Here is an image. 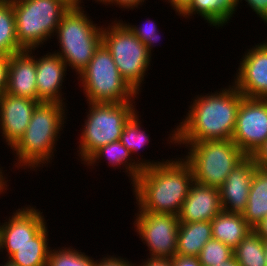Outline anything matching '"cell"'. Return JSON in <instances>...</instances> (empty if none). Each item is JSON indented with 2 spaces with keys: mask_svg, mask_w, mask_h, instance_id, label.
Masks as SVG:
<instances>
[{
  "mask_svg": "<svg viewBox=\"0 0 267 266\" xmlns=\"http://www.w3.org/2000/svg\"><path fill=\"white\" fill-rule=\"evenodd\" d=\"M231 84L218 89L220 91L198 94L193 98L185 119L171 131L169 144L232 139L237 112L244 96Z\"/></svg>",
  "mask_w": 267,
  "mask_h": 266,
  "instance_id": "cell-1",
  "label": "cell"
},
{
  "mask_svg": "<svg viewBox=\"0 0 267 266\" xmlns=\"http://www.w3.org/2000/svg\"><path fill=\"white\" fill-rule=\"evenodd\" d=\"M146 167L132 184L137 212L178 216L194 183L190 165L177 157Z\"/></svg>",
  "mask_w": 267,
  "mask_h": 266,
  "instance_id": "cell-2",
  "label": "cell"
},
{
  "mask_svg": "<svg viewBox=\"0 0 267 266\" xmlns=\"http://www.w3.org/2000/svg\"><path fill=\"white\" fill-rule=\"evenodd\" d=\"M66 105L59 102H41L37 105L26 131L11 148L17 161H14L15 168L34 171L51 163L55 157L54 151H57L55 145L60 139V131L66 122Z\"/></svg>",
  "mask_w": 267,
  "mask_h": 266,
  "instance_id": "cell-3",
  "label": "cell"
},
{
  "mask_svg": "<svg viewBox=\"0 0 267 266\" xmlns=\"http://www.w3.org/2000/svg\"><path fill=\"white\" fill-rule=\"evenodd\" d=\"M89 18L83 8L72 5L63 15L55 33L59 49L54 52L77 75L87 67L102 43L103 26H97Z\"/></svg>",
  "mask_w": 267,
  "mask_h": 266,
  "instance_id": "cell-4",
  "label": "cell"
},
{
  "mask_svg": "<svg viewBox=\"0 0 267 266\" xmlns=\"http://www.w3.org/2000/svg\"><path fill=\"white\" fill-rule=\"evenodd\" d=\"M72 5L70 0H14L19 47L22 50H37L49 38L51 40L63 15Z\"/></svg>",
  "mask_w": 267,
  "mask_h": 266,
  "instance_id": "cell-5",
  "label": "cell"
},
{
  "mask_svg": "<svg viewBox=\"0 0 267 266\" xmlns=\"http://www.w3.org/2000/svg\"><path fill=\"white\" fill-rule=\"evenodd\" d=\"M174 145L188 147L187 155L184 154L183 159L190 165L194 181L218 189L237 164L246 157L232 139Z\"/></svg>",
  "mask_w": 267,
  "mask_h": 266,
  "instance_id": "cell-6",
  "label": "cell"
},
{
  "mask_svg": "<svg viewBox=\"0 0 267 266\" xmlns=\"http://www.w3.org/2000/svg\"><path fill=\"white\" fill-rule=\"evenodd\" d=\"M87 102H136L138 94L119 72L110 51L101 45L96 49L87 67L78 75ZM137 96V97H136Z\"/></svg>",
  "mask_w": 267,
  "mask_h": 266,
  "instance_id": "cell-7",
  "label": "cell"
},
{
  "mask_svg": "<svg viewBox=\"0 0 267 266\" xmlns=\"http://www.w3.org/2000/svg\"><path fill=\"white\" fill-rule=\"evenodd\" d=\"M87 103L89 111L81 125L77 151L82 163L101 146L118 141L126 122L137 112L135 102Z\"/></svg>",
  "mask_w": 267,
  "mask_h": 266,
  "instance_id": "cell-8",
  "label": "cell"
},
{
  "mask_svg": "<svg viewBox=\"0 0 267 266\" xmlns=\"http://www.w3.org/2000/svg\"><path fill=\"white\" fill-rule=\"evenodd\" d=\"M102 43L110 51L123 79L139 95L152 60L147 46L134 35L122 19L112 21L110 25L103 27Z\"/></svg>",
  "mask_w": 267,
  "mask_h": 266,
  "instance_id": "cell-9",
  "label": "cell"
},
{
  "mask_svg": "<svg viewBox=\"0 0 267 266\" xmlns=\"http://www.w3.org/2000/svg\"><path fill=\"white\" fill-rule=\"evenodd\" d=\"M134 230L149 250L153 259H172L176 256L179 230L178 216L163 213L137 212Z\"/></svg>",
  "mask_w": 267,
  "mask_h": 266,
  "instance_id": "cell-10",
  "label": "cell"
},
{
  "mask_svg": "<svg viewBox=\"0 0 267 266\" xmlns=\"http://www.w3.org/2000/svg\"><path fill=\"white\" fill-rule=\"evenodd\" d=\"M267 140V99L243 97L232 141L246 156Z\"/></svg>",
  "mask_w": 267,
  "mask_h": 266,
  "instance_id": "cell-11",
  "label": "cell"
},
{
  "mask_svg": "<svg viewBox=\"0 0 267 266\" xmlns=\"http://www.w3.org/2000/svg\"><path fill=\"white\" fill-rule=\"evenodd\" d=\"M28 206L13 212L6 218L8 222L0 223V252L6 248L7 260L14 254V248L34 243V238L47 226L43 212Z\"/></svg>",
  "mask_w": 267,
  "mask_h": 266,
  "instance_id": "cell-12",
  "label": "cell"
},
{
  "mask_svg": "<svg viewBox=\"0 0 267 266\" xmlns=\"http://www.w3.org/2000/svg\"><path fill=\"white\" fill-rule=\"evenodd\" d=\"M257 44L242 55L232 83L244 97L267 99V47Z\"/></svg>",
  "mask_w": 267,
  "mask_h": 266,
  "instance_id": "cell-13",
  "label": "cell"
},
{
  "mask_svg": "<svg viewBox=\"0 0 267 266\" xmlns=\"http://www.w3.org/2000/svg\"><path fill=\"white\" fill-rule=\"evenodd\" d=\"M39 103L41 102L5 92L0 95V132L10 149L26 131Z\"/></svg>",
  "mask_w": 267,
  "mask_h": 266,
  "instance_id": "cell-14",
  "label": "cell"
},
{
  "mask_svg": "<svg viewBox=\"0 0 267 266\" xmlns=\"http://www.w3.org/2000/svg\"><path fill=\"white\" fill-rule=\"evenodd\" d=\"M257 169L254 158L246 156L231 171L219 188L223 211L239 214L244 212L253 176Z\"/></svg>",
  "mask_w": 267,
  "mask_h": 266,
  "instance_id": "cell-15",
  "label": "cell"
},
{
  "mask_svg": "<svg viewBox=\"0 0 267 266\" xmlns=\"http://www.w3.org/2000/svg\"><path fill=\"white\" fill-rule=\"evenodd\" d=\"M66 71V63L55 52L46 53L40 58L36 57V86L39 102L65 104L61 89L67 75Z\"/></svg>",
  "mask_w": 267,
  "mask_h": 266,
  "instance_id": "cell-16",
  "label": "cell"
},
{
  "mask_svg": "<svg viewBox=\"0 0 267 266\" xmlns=\"http://www.w3.org/2000/svg\"><path fill=\"white\" fill-rule=\"evenodd\" d=\"M223 211L218 188L194 181L178 214L179 223L211 221Z\"/></svg>",
  "mask_w": 267,
  "mask_h": 266,
  "instance_id": "cell-17",
  "label": "cell"
},
{
  "mask_svg": "<svg viewBox=\"0 0 267 266\" xmlns=\"http://www.w3.org/2000/svg\"><path fill=\"white\" fill-rule=\"evenodd\" d=\"M35 49L22 50L9 57L5 93L38 101ZM33 53V54H32Z\"/></svg>",
  "mask_w": 267,
  "mask_h": 266,
  "instance_id": "cell-18",
  "label": "cell"
},
{
  "mask_svg": "<svg viewBox=\"0 0 267 266\" xmlns=\"http://www.w3.org/2000/svg\"><path fill=\"white\" fill-rule=\"evenodd\" d=\"M132 157V158H131ZM106 158L105 161H108V166L116 168L122 165V168L125 169L126 174L131 180V184H133L139 174L143 171L144 168L154 166L165 162L167 160H160L155 162V160H144V158L138 159L137 161L133 159L134 157L130 153V151L120 142V140L108 143L107 145L101 146L98 150H96L83 164L87 166H94L99 165L97 163L100 160ZM124 166V167H123Z\"/></svg>",
  "mask_w": 267,
  "mask_h": 266,
  "instance_id": "cell-19",
  "label": "cell"
},
{
  "mask_svg": "<svg viewBox=\"0 0 267 266\" xmlns=\"http://www.w3.org/2000/svg\"><path fill=\"white\" fill-rule=\"evenodd\" d=\"M238 0H192L180 17L190 19L198 14L206 23L215 28L223 27L238 9ZM232 17V18H231Z\"/></svg>",
  "mask_w": 267,
  "mask_h": 266,
  "instance_id": "cell-20",
  "label": "cell"
},
{
  "mask_svg": "<svg viewBox=\"0 0 267 266\" xmlns=\"http://www.w3.org/2000/svg\"><path fill=\"white\" fill-rule=\"evenodd\" d=\"M253 229L242 214L222 211L211 220L212 238L221 241L233 250Z\"/></svg>",
  "mask_w": 267,
  "mask_h": 266,
  "instance_id": "cell-21",
  "label": "cell"
},
{
  "mask_svg": "<svg viewBox=\"0 0 267 266\" xmlns=\"http://www.w3.org/2000/svg\"><path fill=\"white\" fill-rule=\"evenodd\" d=\"M211 238V221L179 223L176 255L198 257L203 246Z\"/></svg>",
  "mask_w": 267,
  "mask_h": 266,
  "instance_id": "cell-22",
  "label": "cell"
},
{
  "mask_svg": "<svg viewBox=\"0 0 267 266\" xmlns=\"http://www.w3.org/2000/svg\"><path fill=\"white\" fill-rule=\"evenodd\" d=\"M242 215L252 229L267 217V172L265 170L259 168L256 170L246 209Z\"/></svg>",
  "mask_w": 267,
  "mask_h": 266,
  "instance_id": "cell-23",
  "label": "cell"
},
{
  "mask_svg": "<svg viewBox=\"0 0 267 266\" xmlns=\"http://www.w3.org/2000/svg\"><path fill=\"white\" fill-rule=\"evenodd\" d=\"M48 228L45 227L35 238L34 243L14 248V254L8 259L16 266H47L49 252Z\"/></svg>",
  "mask_w": 267,
  "mask_h": 266,
  "instance_id": "cell-24",
  "label": "cell"
},
{
  "mask_svg": "<svg viewBox=\"0 0 267 266\" xmlns=\"http://www.w3.org/2000/svg\"><path fill=\"white\" fill-rule=\"evenodd\" d=\"M16 37L13 1H0V55L10 57L20 52Z\"/></svg>",
  "mask_w": 267,
  "mask_h": 266,
  "instance_id": "cell-25",
  "label": "cell"
},
{
  "mask_svg": "<svg viewBox=\"0 0 267 266\" xmlns=\"http://www.w3.org/2000/svg\"><path fill=\"white\" fill-rule=\"evenodd\" d=\"M233 257L239 266H266L264 240L250 231L233 250Z\"/></svg>",
  "mask_w": 267,
  "mask_h": 266,
  "instance_id": "cell-26",
  "label": "cell"
},
{
  "mask_svg": "<svg viewBox=\"0 0 267 266\" xmlns=\"http://www.w3.org/2000/svg\"><path fill=\"white\" fill-rule=\"evenodd\" d=\"M139 112L137 111L125 124L122 134L120 136V142L130 151V153L138 154V151L145 145L150 143L149 134L147 135L145 128L141 127V121L139 119Z\"/></svg>",
  "mask_w": 267,
  "mask_h": 266,
  "instance_id": "cell-27",
  "label": "cell"
},
{
  "mask_svg": "<svg viewBox=\"0 0 267 266\" xmlns=\"http://www.w3.org/2000/svg\"><path fill=\"white\" fill-rule=\"evenodd\" d=\"M97 261L70 246L51 249L47 266H96Z\"/></svg>",
  "mask_w": 267,
  "mask_h": 266,
  "instance_id": "cell-28",
  "label": "cell"
},
{
  "mask_svg": "<svg viewBox=\"0 0 267 266\" xmlns=\"http://www.w3.org/2000/svg\"><path fill=\"white\" fill-rule=\"evenodd\" d=\"M233 258V249L211 238L202 248L198 260L202 266H219Z\"/></svg>",
  "mask_w": 267,
  "mask_h": 266,
  "instance_id": "cell-29",
  "label": "cell"
},
{
  "mask_svg": "<svg viewBox=\"0 0 267 266\" xmlns=\"http://www.w3.org/2000/svg\"><path fill=\"white\" fill-rule=\"evenodd\" d=\"M149 18H147V20L140 25H131L130 23H126L124 21V23L128 26V28L134 33V35L140 39V41L145 44L147 46V50H148V54L150 56H152V49L153 47H155L158 43V41H160V33H159V29L156 26V22L155 21H150L148 20ZM139 26V27H138ZM156 44V45H155Z\"/></svg>",
  "mask_w": 267,
  "mask_h": 266,
  "instance_id": "cell-30",
  "label": "cell"
},
{
  "mask_svg": "<svg viewBox=\"0 0 267 266\" xmlns=\"http://www.w3.org/2000/svg\"><path fill=\"white\" fill-rule=\"evenodd\" d=\"M243 0H238V4ZM246 4L252 9L257 16L262 19L264 24H267V0H245Z\"/></svg>",
  "mask_w": 267,
  "mask_h": 266,
  "instance_id": "cell-31",
  "label": "cell"
},
{
  "mask_svg": "<svg viewBox=\"0 0 267 266\" xmlns=\"http://www.w3.org/2000/svg\"><path fill=\"white\" fill-rule=\"evenodd\" d=\"M115 256V257H114ZM126 258L120 257L116 255H108L104 256L102 259L97 261L96 266H136V263L128 261Z\"/></svg>",
  "mask_w": 267,
  "mask_h": 266,
  "instance_id": "cell-32",
  "label": "cell"
},
{
  "mask_svg": "<svg viewBox=\"0 0 267 266\" xmlns=\"http://www.w3.org/2000/svg\"><path fill=\"white\" fill-rule=\"evenodd\" d=\"M259 169L267 168V140L252 155Z\"/></svg>",
  "mask_w": 267,
  "mask_h": 266,
  "instance_id": "cell-33",
  "label": "cell"
},
{
  "mask_svg": "<svg viewBox=\"0 0 267 266\" xmlns=\"http://www.w3.org/2000/svg\"><path fill=\"white\" fill-rule=\"evenodd\" d=\"M8 67L9 57L0 55V95L6 90Z\"/></svg>",
  "mask_w": 267,
  "mask_h": 266,
  "instance_id": "cell-34",
  "label": "cell"
},
{
  "mask_svg": "<svg viewBox=\"0 0 267 266\" xmlns=\"http://www.w3.org/2000/svg\"><path fill=\"white\" fill-rule=\"evenodd\" d=\"M171 261L173 266H202L198 257H182L176 255Z\"/></svg>",
  "mask_w": 267,
  "mask_h": 266,
  "instance_id": "cell-35",
  "label": "cell"
},
{
  "mask_svg": "<svg viewBox=\"0 0 267 266\" xmlns=\"http://www.w3.org/2000/svg\"><path fill=\"white\" fill-rule=\"evenodd\" d=\"M145 0H111V5H116L119 8L134 9L137 8L139 5L142 6Z\"/></svg>",
  "mask_w": 267,
  "mask_h": 266,
  "instance_id": "cell-36",
  "label": "cell"
},
{
  "mask_svg": "<svg viewBox=\"0 0 267 266\" xmlns=\"http://www.w3.org/2000/svg\"><path fill=\"white\" fill-rule=\"evenodd\" d=\"M192 0H165V2L170 3L172 9L176 11V15H180L191 3ZM178 13V14H177Z\"/></svg>",
  "mask_w": 267,
  "mask_h": 266,
  "instance_id": "cell-37",
  "label": "cell"
},
{
  "mask_svg": "<svg viewBox=\"0 0 267 266\" xmlns=\"http://www.w3.org/2000/svg\"><path fill=\"white\" fill-rule=\"evenodd\" d=\"M144 260L141 264H137V266H173L171 259H153L147 257Z\"/></svg>",
  "mask_w": 267,
  "mask_h": 266,
  "instance_id": "cell-38",
  "label": "cell"
},
{
  "mask_svg": "<svg viewBox=\"0 0 267 266\" xmlns=\"http://www.w3.org/2000/svg\"><path fill=\"white\" fill-rule=\"evenodd\" d=\"M263 240H267V217L253 229Z\"/></svg>",
  "mask_w": 267,
  "mask_h": 266,
  "instance_id": "cell-39",
  "label": "cell"
},
{
  "mask_svg": "<svg viewBox=\"0 0 267 266\" xmlns=\"http://www.w3.org/2000/svg\"><path fill=\"white\" fill-rule=\"evenodd\" d=\"M2 169L3 168L0 167V195L5 191H7V187L9 186L7 185L8 184L7 181L9 180H5L6 177L4 176L5 174Z\"/></svg>",
  "mask_w": 267,
  "mask_h": 266,
  "instance_id": "cell-40",
  "label": "cell"
},
{
  "mask_svg": "<svg viewBox=\"0 0 267 266\" xmlns=\"http://www.w3.org/2000/svg\"><path fill=\"white\" fill-rule=\"evenodd\" d=\"M95 1L97 2V4L99 2V4L101 3V4H104L105 6L110 5V2H111V0H95ZM81 3H83L82 0H74L73 1V5L78 7V8H83V6H82L83 4H81Z\"/></svg>",
  "mask_w": 267,
  "mask_h": 266,
  "instance_id": "cell-41",
  "label": "cell"
},
{
  "mask_svg": "<svg viewBox=\"0 0 267 266\" xmlns=\"http://www.w3.org/2000/svg\"><path fill=\"white\" fill-rule=\"evenodd\" d=\"M219 266H239V264L236 262L235 258L233 257L229 261H226Z\"/></svg>",
  "mask_w": 267,
  "mask_h": 266,
  "instance_id": "cell-42",
  "label": "cell"
},
{
  "mask_svg": "<svg viewBox=\"0 0 267 266\" xmlns=\"http://www.w3.org/2000/svg\"><path fill=\"white\" fill-rule=\"evenodd\" d=\"M6 261V262H5ZM5 261H3L4 263L3 264H0V266H16V265H14V264H12L10 261H8V260H5Z\"/></svg>",
  "mask_w": 267,
  "mask_h": 266,
  "instance_id": "cell-43",
  "label": "cell"
},
{
  "mask_svg": "<svg viewBox=\"0 0 267 266\" xmlns=\"http://www.w3.org/2000/svg\"><path fill=\"white\" fill-rule=\"evenodd\" d=\"M265 254H266V266H267V240H264Z\"/></svg>",
  "mask_w": 267,
  "mask_h": 266,
  "instance_id": "cell-44",
  "label": "cell"
},
{
  "mask_svg": "<svg viewBox=\"0 0 267 266\" xmlns=\"http://www.w3.org/2000/svg\"><path fill=\"white\" fill-rule=\"evenodd\" d=\"M261 43L267 47V40L266 41L264 40V42H261Z\"/></svg>",
  "mask_w": 267,
  "mask_h": 266,
  "instance_id": "cell-45",
  "label": "cell"
}]
</instances>
